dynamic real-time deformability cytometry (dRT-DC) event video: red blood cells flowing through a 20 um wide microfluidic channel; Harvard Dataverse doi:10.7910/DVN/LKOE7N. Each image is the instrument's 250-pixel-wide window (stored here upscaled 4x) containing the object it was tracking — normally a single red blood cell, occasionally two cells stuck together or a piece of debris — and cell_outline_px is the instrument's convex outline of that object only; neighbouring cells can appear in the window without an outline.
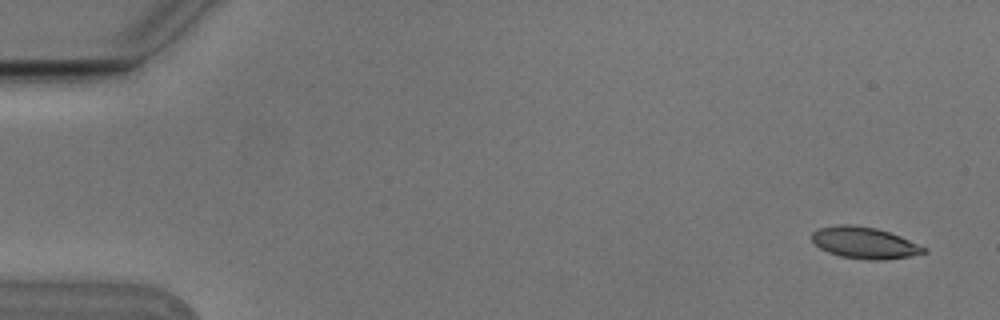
{"species": "Egyptian fruit bat (a non-hibernating species)", "species_latin": "Rousettus aegyptiacus", "temperature_condition": "cold", "stored_images_in_passage": 6, "camera_frame_rate_fps": 3000, "um_per_image_px": 0.085, "animal": {"sex": "male"}, "frame": {"image": 1, "passage_image": 1, "time_ms": 0.0, "image_size_px": [1000, 320], "cell_outline_px": [[928, 252], [908, 256], [880, 260], [868, 260], [840, 256], [828, 252], [820, 248], [812, 240], [812, 232], [820, 228], [840, 224], [848, 224], [876, 228], [900, 236], [928, 248]], "centroid_in_image_um": [73.49, 20.64], "position_along_channel_um": 11.5, "area_um2": 20.4}}
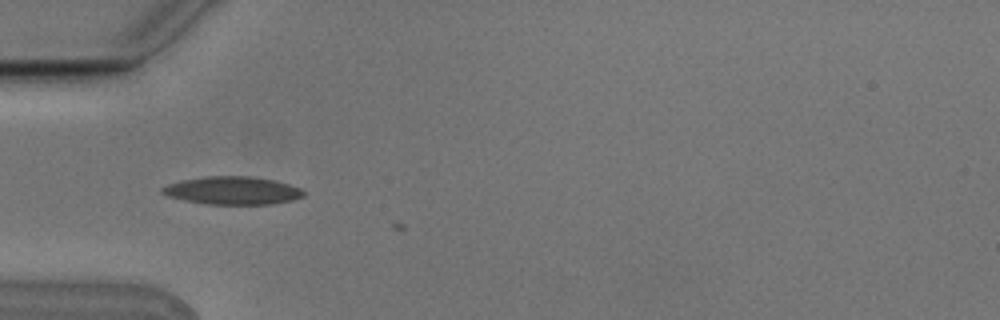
{"frame": {"image": 2, "passage_image": 5, "time_ms": 1.333, "image_size_px": [1000, 320], "cell_outline_px": [[304, 196], [292, 200], [272, 204], [204, 204], [184, 200], [168, 196], [160, 192], [160, 188], [168, 184], [184, 180], [208, 176], [248, 176], [272, 180], [288, 184], [300, 188], [304, 192]], "centroid_in_image_um": [19.74, 16.2], "position_along_channel_um": 65.3, "area_um2": 22.83}}